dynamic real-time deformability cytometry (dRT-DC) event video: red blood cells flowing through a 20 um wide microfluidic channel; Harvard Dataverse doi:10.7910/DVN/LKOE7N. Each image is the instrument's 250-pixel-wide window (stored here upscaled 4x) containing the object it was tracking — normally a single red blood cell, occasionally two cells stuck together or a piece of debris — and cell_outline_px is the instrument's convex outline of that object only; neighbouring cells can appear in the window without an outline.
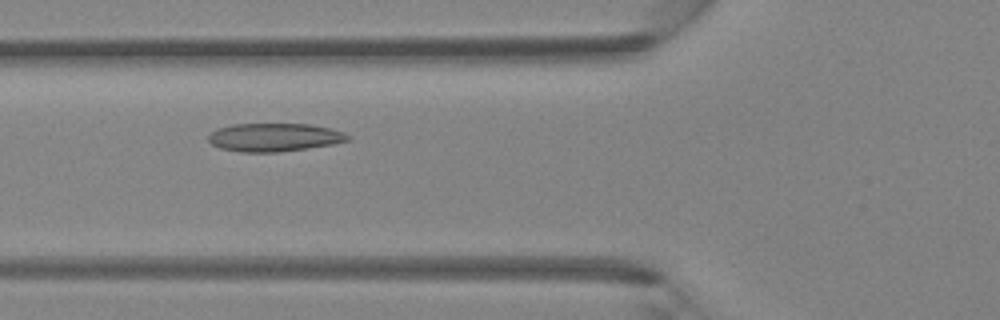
{"species": "Egyptian fruit bat (a non-hibernating species)", "species_latin": "Rousettus aegyptiacus", "temperature_condition": "room temperature", "stored_images_in_passage": 2, "camera_frame_rate_fps": 3000, "um_per_image_px": 0.085, "animal": {"sex": "female"}, "frame": {"image": 1, "passage_image": 2, "time_ms": 0.333, "image_size_px": [1000, 320], "cell_outline_px": [[352, 136], [348, 140], [332, 144], [280, 152], [240, 152], [220, 148], [212, 144], [208, 140], [208, 136], [216, 128], [232, 124], [312, 124], [332, 128], [344, 132]], "centroid_in_image_um": [23.32, 11.66], "position_along_channel_um": 102.5, "area_um2": 23.06}}